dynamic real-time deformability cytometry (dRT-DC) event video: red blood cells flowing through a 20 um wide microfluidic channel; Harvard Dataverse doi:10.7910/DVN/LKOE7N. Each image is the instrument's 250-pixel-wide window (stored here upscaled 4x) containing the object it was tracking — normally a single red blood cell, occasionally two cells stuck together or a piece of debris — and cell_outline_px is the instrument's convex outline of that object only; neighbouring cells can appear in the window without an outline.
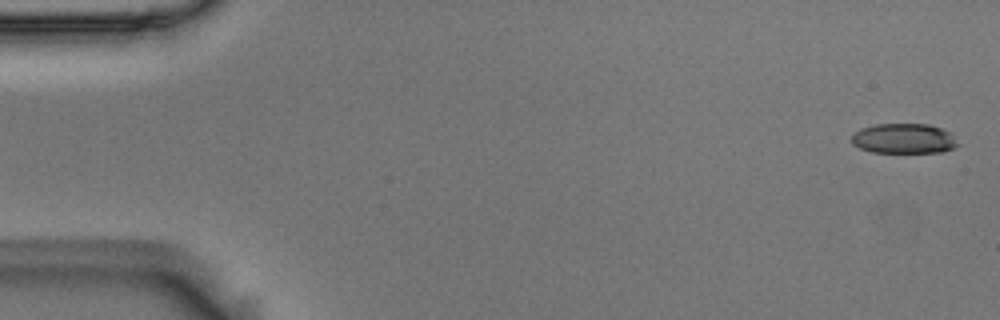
{"species": "Egyptian fruit bat (a non-hibernating species)", "species_latin": "Rousettus aegyptiacus", "temperature_condition": "room temperature", "stored_images_in_passage": 6, "camera_frame_rate_fps": 3000, "um_per_image_px": 0.085, "animal": {"sex": "male"}, "frame": {"image": 1, "passage_image": 1, "time_ms": 0.0, "image_size_px": [1000, 320], "cell_outline_px": [[960, 144], [956, 148], [944, 152], [872, 152], [860, 148], [852, 144], [852, 136], [860, 128], [876, 124], [928, 124], [952, 132]], "centroid_in_image_um": [76.89, 11.78], "position_along_channel_um": 8.1, "area_um2": 18.79}}